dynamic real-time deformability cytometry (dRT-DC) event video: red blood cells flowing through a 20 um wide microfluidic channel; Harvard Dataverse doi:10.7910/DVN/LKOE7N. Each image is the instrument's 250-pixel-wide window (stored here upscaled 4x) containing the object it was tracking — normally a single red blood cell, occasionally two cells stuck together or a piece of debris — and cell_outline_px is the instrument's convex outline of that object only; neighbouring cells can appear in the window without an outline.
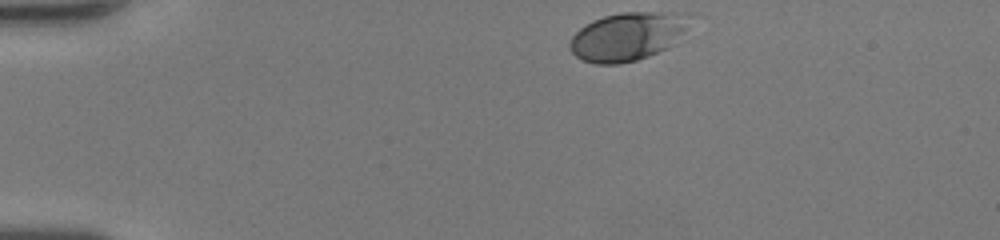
{"species": "human", "species_latin": "Homo sapiens", "temperature_condition": "room temperature", "stored_images_in_passage": 34, "camera_frame_rate_fps": 3000, "um_per_image_px": 0.085, "donor": {"sex": "female"}, "frame": {"image": 1, "passage_image": 1, "time_ms": 0.0, "image_size_px": [1000, 240], "cell_outline_px": [[684, 28], [676, 44], [668, 48], [648, 56], [636, 60], [620, 64], [596, 64], [580, 60], [568, 48], [568, 44], [572, 36], [580, 28], [592, 20], [604, 16], [620, 12], [684, 12]], "centroid_in_image_um": [53.25, 3.11], "position_along_channel_um": 31.7, "area_um2": 33.58}}
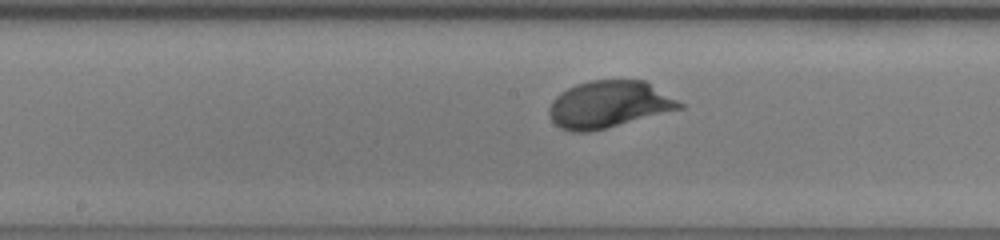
{"frame": {"image": 2, "passage_image": 18, "time_ms": 5.667, "image_size_px": [1000, 240], "cell_outline_px": [[684, 108], [588, 132], [572, 132], [560, 128], [552, 120], [548, 112], [548, 108], [552, 100], [560, 92], [568, 88], [592, 80], [644, 80], [684, 104]], "centroid_in_image_um": [51.73, 8.88], "position_along_channel_um": 196.5, "area_um2": 35.32}}
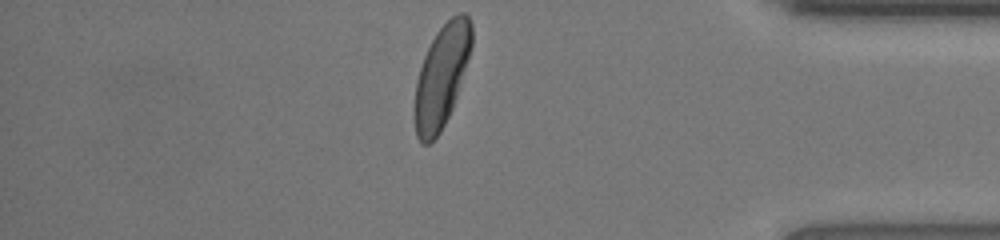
{"frame": {"image": 3, "passage_image": 34, "time_ms": 11.0, "image_size_px": [1000, 240], "cell_outline_px": [[472, 44], [456, 96], [452, 108], [440, 132], [428, 144], [420, 144], [416, 136], [416, 80], [424, 56], [436, 32], [452, 16], [460, 12], [464, 12], [468, 16], [472, 24]], "centroid_in_image_um": [37.54, 6.44], "position_along_channel_um": 397.7, "area_um2": 33.12}, "authors_computed_cell_mechanics": {"area_um2": 33.6974, "velocity_mm_per_s": 4.2445, "shape_relaxation_time_tau1_ms": 1.5162, "shape_relaxation_time_tau2_ms": null, "deformation_change_tau1": 0.13, "deformation_change_tau2": null}}